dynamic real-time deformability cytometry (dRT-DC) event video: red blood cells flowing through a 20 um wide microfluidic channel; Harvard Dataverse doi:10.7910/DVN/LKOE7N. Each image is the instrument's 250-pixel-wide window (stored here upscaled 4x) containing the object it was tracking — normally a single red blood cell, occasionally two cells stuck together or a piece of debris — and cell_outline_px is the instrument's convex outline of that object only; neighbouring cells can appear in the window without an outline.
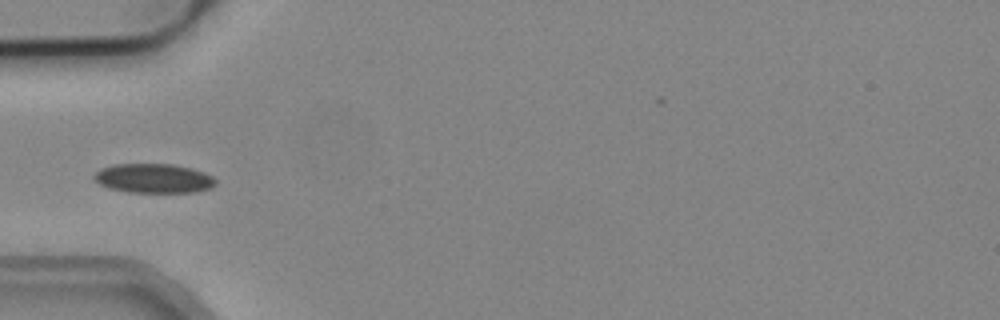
{"species": "common noctule bat (a hibernating species)", "species_latin": "Nyctalus noctula", "temperature_condition": "cold", "stored_images_in_passage": 5, "camera_frame_rate_fps": 3000, "um_per_image_px": 0.085, "animal": {"sex": "male", "body_mass_g": 19.2, "forearm_length_mm": 51.8}, "frame": {"image": 1, "passage_image": 4, "time_ms": 1.0, "image_size_px": [1000, 320], "cell_outline_px": [[216, 184], [208, 188], [192, 192], [128, 192], [108, 188], [100, 184], [92, 176], [100, 168], [116, 164], [172, 164], [192, 168], [204, 172], [212, 176], [216, 180]], "centroid_in_image_um": [13.04, 15.15], "position_along_channel_um": 72.0, "area_um2": 20.69}}